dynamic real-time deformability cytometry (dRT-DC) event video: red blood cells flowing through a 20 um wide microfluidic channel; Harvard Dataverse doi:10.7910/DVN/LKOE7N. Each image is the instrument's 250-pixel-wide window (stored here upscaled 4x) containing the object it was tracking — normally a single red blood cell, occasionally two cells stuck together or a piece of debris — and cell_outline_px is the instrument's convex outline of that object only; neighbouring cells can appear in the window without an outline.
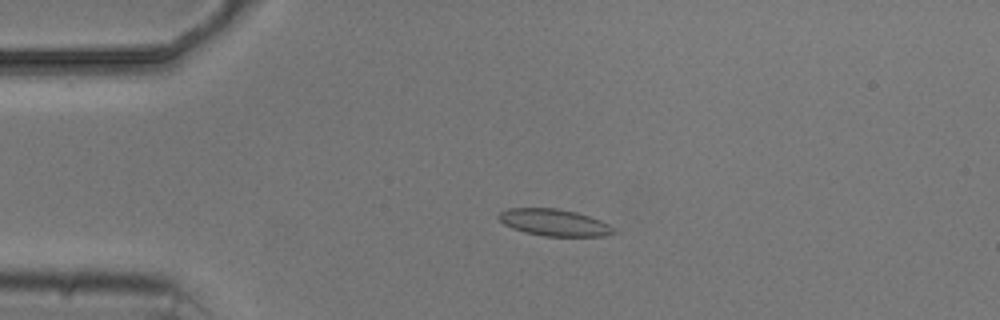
{"species": "common noctule bat (a hibernating species)", "species_latin": "Nyctalus noctula", "temperature_condition": "cold", "stored_images_in_passage": 4, "camera_frame_rate_fps": 3000, "um_per_image_px": 0.085, "animal": {"sex": "male", "body_mass_g": 20.5, "forearm_length_mm": 52.5}, "frame": {"image": 1, "passage_image": 3, "time_ms": 2.667, "image_size_px": [1000, 320], "cell_outline_px": [[616, 232], [604, 236], [544, 236], [524, 232], [512, 228], [504, 224], [496, 216], [500, 212], [508, 208], [556, 208], [576, 212], [600, 220], [616, 228]], "centroid_in_image_um": [47.1, 18.91], "position_along_channel_um": 37.9, "area_um2": 17.98}}